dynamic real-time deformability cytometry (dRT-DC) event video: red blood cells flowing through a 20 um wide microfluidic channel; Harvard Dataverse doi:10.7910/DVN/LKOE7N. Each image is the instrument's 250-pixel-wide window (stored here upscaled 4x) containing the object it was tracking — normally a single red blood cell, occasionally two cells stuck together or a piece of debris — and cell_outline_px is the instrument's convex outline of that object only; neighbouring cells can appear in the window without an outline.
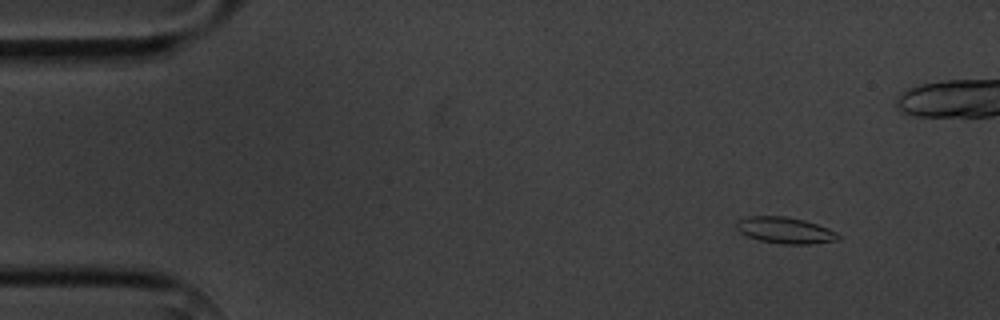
{"species": "common noctule bat (a hibernating species)", "species_latin": "Nyctalus noctula", "temperature_condition": "cold", "stored_images_in_passage": 14, "camera_frame_rate_fps": 3000, "um_per_image_px": 0.085, "animal": {"sex": "male", "body_mass_g": 20.1, "forearm_length_mm": 53.5}, "frame": {"image": 1, "passage_image": 1, "time_ms": 0.0, "image_size_px": [1000, 320], "cell_outline_px": [[840, 240], [812, 244], [780, 244], [760, 240], [748, 236], [740, 232], [736, 228], [736, 220], [748, 216], [784, 216], [804, 220], [828, 228], [836, 232], [840, 236]], "centroid_in_image_um": [66.74, 19.58], "position_along_channel_um": 18.3, "area_um2": 15.66}}
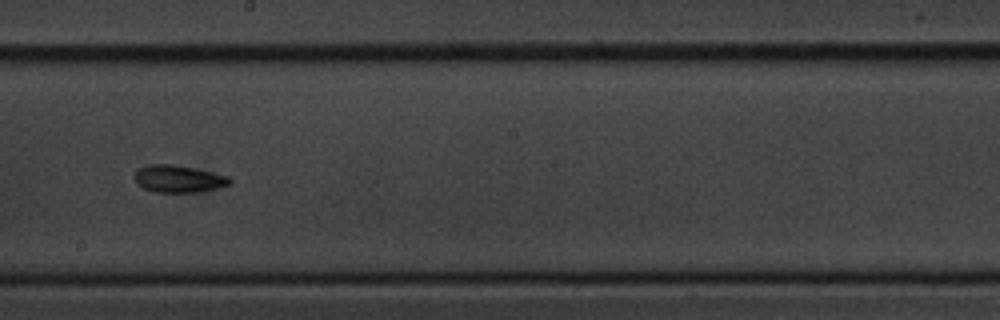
{"frame": {"image": 2, "passage_image": 7, "time_ms": 8.333, "image_size_px": [1000, 320], "cell_outline_px": [[232, 184], [200, 192], [156, 192], [144, 188], [136, 184], [136, 172], [140, 168], [148, 164], [172, 164], [212, 172], [228, 176], [232, 180]], "centroid_in_image_um": [15.2, 15.2], "position_along_channel_um": 233.0, "area_um2": 14.97}}
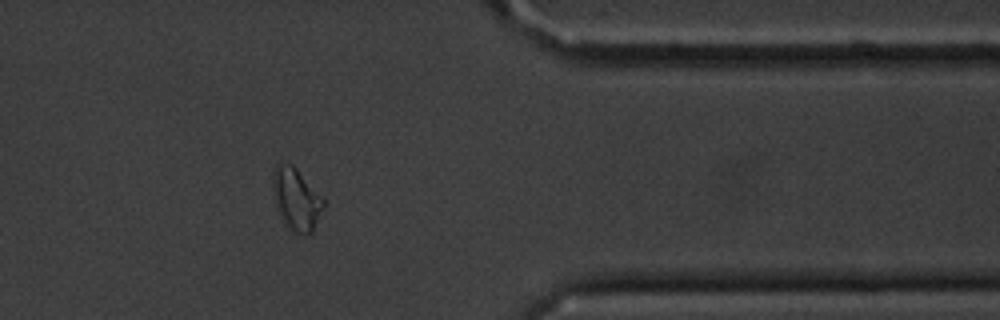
{"frame": {"image": 3, "passage_image": 11, "time_ms": 13.0, "image_size_px": [1000, 320], "cell_outline_px": [[324, 208], [312, 232], [296, 232], [288, 228], [280, 216], [276, 208], [272, 188], [272, 172], [276, 164], [280, 160], [292, 164], [296, 168], [324, 200]], "centroid_in_image_um": [25.13, 16.87], "position_along_channel_um": 386.3, "area_um2": 18.26}, "authors_computed_cell_mechanics": {"area_um2": 15.1725, "velocity_mm_per_s": 3.6188, "shape_relaxation_time_tau1_ms": 3.0639, "shape_relaxation_time_tau2_ms": 3.5604, "deformation_change_tau1": 0.0878, "deformation_change_tau2": 0.0735}}